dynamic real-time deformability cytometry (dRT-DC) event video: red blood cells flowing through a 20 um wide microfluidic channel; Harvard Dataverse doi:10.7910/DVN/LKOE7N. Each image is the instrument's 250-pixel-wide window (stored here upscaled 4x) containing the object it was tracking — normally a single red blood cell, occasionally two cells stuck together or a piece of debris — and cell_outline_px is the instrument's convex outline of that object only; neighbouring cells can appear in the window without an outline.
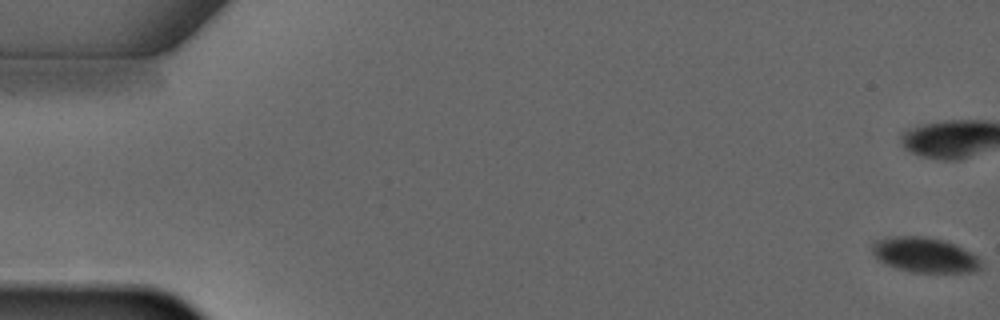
{"species": "common noctule bat (a hibernating species)", "species_latin": "Nyctalus noctula", "temperature_condition": "warm", "stored_images_in_passage": 7, "camera_frame_rate_fps": 3000, "um_per_image_px": 0.085, "animal": {"sex": "male", "forearm_length_mm": 52.5}, "frame": {"image": 1, "passage_image": 1, "time_ms": 0.0, "image_size_px": [1000, 320], "cell_outline_px": [[984, 268], [976, 272], [912, 272], [896, 268], [884, 264], [872, 252], [872, 244], [880, 240], [896, 236], [924, 236], [944, 240], [956, 244], [972, 252], [984, 264]], "centroid_in_image_um": [78.68, 21.68], "position_along_channel_um": 6.3, "area_um2": 22.37}}